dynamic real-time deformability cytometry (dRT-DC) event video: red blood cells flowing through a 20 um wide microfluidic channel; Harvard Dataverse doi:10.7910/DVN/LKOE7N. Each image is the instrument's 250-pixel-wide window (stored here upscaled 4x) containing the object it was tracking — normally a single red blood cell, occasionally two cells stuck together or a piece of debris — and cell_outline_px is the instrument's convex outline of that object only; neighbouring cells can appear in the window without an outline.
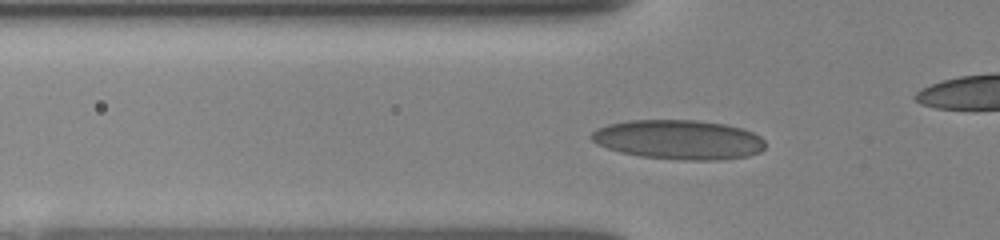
{"species": "human", "species_latin": "Homo sapiens", "temperature_condition": "room temperature", "stored_images_in_passage": 31, "camera_frame_rate_fps": 3000, "um_per_image_px": 0.085, "donor": {"sex": "female"}, "frame": {"image": 1, "passage_image": 6, "time_ms": 1.667, "image_size_px": [1000, 240], "cell_outline_px": [[764, 148], [760, 152], [748, 156], [716, 160], [684, 160], [640, 156], [620, 152], [596, 144], [588, 136], [596, 128], [608, 124], [628, 120], [696, 120], [724, 124], [744, 128], [760, 136], [764, 140]], "centroid_in_image_um": [57.67, 11.86], "position_along_channel_um": 68.1, "area_um2": 40.17}}
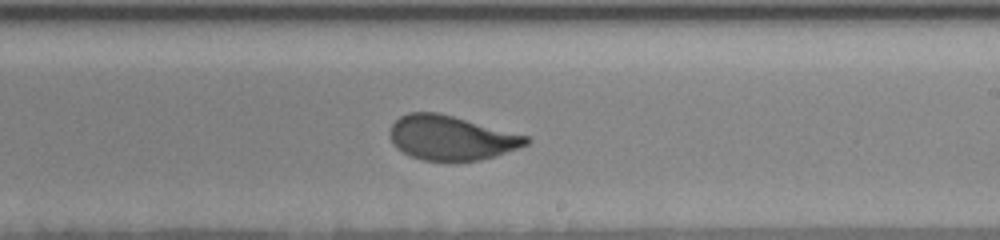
{"frame": {"image": 2, "passage_image": 20, "time_ms": 6.333, "image_size_px": [1000, 240], "cell_outline_px": [[532, 140], [528, 144], [480, 160], [452, 164], [424, 160], [412, 156], [396, 148], [392, 144], [388, 132], [392, 124], [400, 116], [408, 112], [440, 112], [528, 136]], "centroid_in_image_um": [38.31, 11.73], "position_along_channel_um": 250.7, "area_um2": 35.89}}
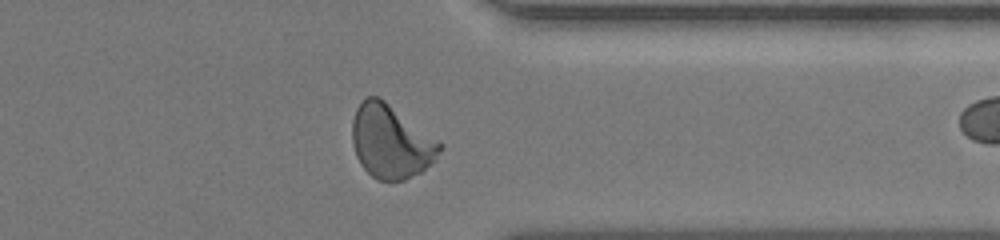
{"frame": {"image": 3, "passage_image": 30, "time_ms": 9.667, "image_size_px": [1000, 240], "cell_outline_px": [[444, 148], [436, 160], [420, 172], [404, 180], [376, 180], [360, 164], [356, 156], [352, 144], [352, 120], [356, 108], [368, 96], [380, 96], [440, 140], [444, 144]], "centroid_in_image_um": [33.26, 12.02], "position_along_channel_um": 378.1, "area_um2": 37.97}}